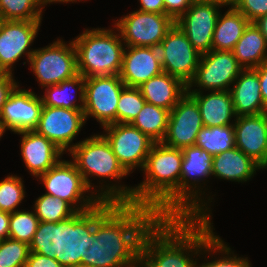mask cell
I'll return each instance as SVG.
<instances>
[{"label":"cell","instance_id":"obj_9","mask_svg":"<svg viewBox=\"0 0 267 267\" xmlns=\"http://www.w3.org/2000/svg\"><path fill=\"white\" fill-rule=\"evenodd\" d=\"M125 84L119 75L85 78L84 116L95 117L101 127L117 123V106Z\"/></svg>","mask_w":267,"mask_h":267},{"label":"cell","instance_id":"obj_40","mask_svg":"<svg viewBox=\"0 0 267 267\" xmlns=\"http://www.w3.org/2000/svg\"><path fill=\"white\" fill-rule=\"evenodd\" d=\"M194 0H164L165 14L175 22L187 11Z\"/></svg>","mask_w":267,"mask_h":267},{"label":"cell","instance_id":"obj_32","mask_svg":"<svg viewBox=\"0 0 267 267\" xmlns=\"http://www.w3.org/2000/svg\"><path fill=\"white\" fill-rule=\"evenodd\" d=\"M71 257L65 239H52L49 243L32 248L25 267H66Z\"/></svg>","mask_w":267,"mask_h":267},{"label":"cell","instance_id":"obj_6","mask_svg":"<svg viewBox=\"0 0 267 267\" xmlns=\"http://www.w3.org/2000/svg\"><path fill=\"white\" fill-rule=\"evenodd\" d=\"M182 154L183 161L180 173V217H211L209 213H206L209 212L207 211L208 208L205 206L207 203L204 202L203 204L200 201V196H198V194L202 195V191L200 194L199 190L194 189L197 187L196 181L200 182L204 180L201 178H208V176L212 175L213 156L196 145L183 148ZM191 179H193V181Z\"/></svg>","mask_w":267,"mask_h":267},{"label":"cell","instance_id":"obj_35","mask_svg":"<svg viewBox=\"0 0 267 267\" xmlns=\"http://www.w3.org/2000/svg\"><path fill=\"white\" fill-rule=\"evenodd\" d=\"M146 100L138 87L125 86L117 106V123H132L142 110Z\"/></svg>","mask_w":267,"mask_h":267},{"label":"cell","instance_id":"obj_26","mask_svg":"<svg viewBox=\"0 0 267 267\" xmlns=\"http://www.w3.org/2000/svg\"><path fill=\"white\" fill-rule=\"evenodd\" d=\"M257 169L263 168L236 147L213 156L212 175L220 179L245 182Z\"/></svg>","mask_w":267,"mask_h":267},{"label":"cell","instance_id":"obj_12","mask_svg":"<svg viewBox=\"0 0 267 267\" xmlns=\"http://www.w3.org/2000/svg\"><path fill=\"white\" fill-rule=\"evenodd\" d=\"M163 72L186 85L193 79L201 54L175 23L158 46Z\"/></svg>","mask_w":267,"mask_h":267},{"label":"cell","instance_id":"obj_37","mask_svg":"<svg viewBox=\"0 0 267 267\" xmlns=\"http://www.w3.org/2000/svg\"><path fill=\"white\" fill-rule=\"evenodd\" d=\"M21 177L7 176L0 181V210L13 213L25 197L24 185Z\"/></svg>","mask_w":267,"mask_h":267},{"label":"cell","instance_id":"obj_24","mask_svg":"<svg viewBox=\"0 0 267 267\" xmlns=\"http://www.w3.org/2000/svg\"><path fill=\"white\" fill-rule=\"evenodd\" d=\"M187 92L196 100L204 127L234 125L231 117H236L230 90L210 91L203 95L202 90L187 88Z\"/></svg>","mask_w":267,"mask_h":267},{"label":"cell","instance_id":"obj_46","mask_svg":"<svg viewBox=\"0 0 267 267\" xmlns=\"http://www.w3.org/2000/svg\"><path fill=\"white\" fill-rule=\"evenodd\" d=\"M212 1L222 6L230 5V7H235L240 0H212Z\"/></svg>","mask_w":267,"mask_h":267},{"label":"cell","instance_id":"obj_2","mask_svg":"<svg viewBox=\"0 0 267 267\" xmlns=\"http://www.w3.org/2000/svg\"><path fill=\"white\" fill-rule=\"evenodd\" d=\"M182 149L171 148L162 142L154 143L142 169L145 180L137 187L103 185L97 197L103 203L144 205L160 217H180V173ZM104 190V191H103ZM102 192V193H101Z\"/></svg>","mask_w":267,"mask_h":267},{"label":"cell","instance_id":"obj_34","mask_svg":"<svg viewBox=\"0 0 267 267\" xmlns=\"http://www.w3.org/2000/svg\"><path fill=\"white\" fill-rule=\"evenodd\" d=\"M43 6L42 0H0V17L2 20L41 21Z\"/></svg>","mask_w":267,"mask_h":267},{"label":"cell","instance_id":"obj_48","mask_svg":"<svg viewBox=\"0 0 267 267\" xmlns=\"http://www.w3.org/2000/svg\"><path fill=\"white\" fill-rule=\"evenodd\" d=\"M77 2V0H42L44 6L48 3H52V2ZM79 1V0H78Z\"/></svg>","mask_w":267,"mask_h":267},{"label":"cell","instance_id":"obj_29","mask_svg":"<svg viewBox=\"0 0 267 267\" xmlns=\"http://www.w3.org/2000/svg\"><path fill=\"white\" fill-rule=\"evenodd\" d=\"M250 21L235 7L219 13L212 39V50L233 51Z\"/></svg>","mask_w":267,"mask_h":267},{"label":"cell","instance_id":"obj_31","mask_svg":"<svg viewBox=\"0 0 267 267\" xmlns=\"http://www.w3.org/2000/svg\"><path fill=\"white\" fill-rule=\"evenodd\" d=\"M169 115V110L146 102L131 124L158 143L162 142L166 136Z\"/></svg>","mask_w":267,"mask_h":267},{"label":"cell","instance_id":"obj_4","mask_svg":"<svg viewBox=\"0 0 267 267\" xmlns=\"http://www.w3.org/2000/svg\"><path fill=\"white\" fill-rule=\"evenodd\" d=\"M112 29H86L73 40L77 71L84 78L119 75L124 48L120 34Z\"/></svg>","mask_w":267,"mask_h":267},{"label":"cell","instance_id":"obj_13","mask_svg":"<svg viewBox=\"0 0 267 267\" xmlns=\"http://www.w3.org/2000/svg\"><path fill=\"white\" fill-rule=\"evenodd\" d=\"M242 70L233 51L211 50L201 55L195 75L187 88L195 84L207 91H228Z\"/></svg>","mask_w":267,"mask_h":267},{"label":"cell","instance_id":"obj_3","mask_svg":"<svg viewBox=\"0 0 267 267\" xmlns=\"http://www.w3.org/2000/svg\"><path fill=\"white\" fill-rule=\"evenodd\" d=\"M210 221V217H160L144 234L132 267H197L191 256L199 255L215 236Z\"/></svg>","mask_w":267,"mask_h":267},{"label":"cell","instance_id":"obj_22","mask_svg":"<svg viewBox=\"0 0 267 267\" xmlns=\"http://www.w3.org/2000/svg\"><path fill=\"white\" fill-rule=\"evenodd\" d=\"M21 134V154L24 163L33 176L39 177L52 168L64 154L58 147L35 130Z\"/></svg>","mask_w":267,"mask_h":267},{"label":"cell","instance_id":"obj_10","mask_svg":"<svg viewBox=\"0 0 267 267\" xmlns=\"http://www.w3.org/2000/svg\"><path fill=\"white\" fill-rule=\"evenodd\" d=\"M174 24L167 14L137 10L119 19L115 25L125 46L158 48Z\"/></svg>","mask_w":267,"mask_h":267},{"label":"cell","instance_id":"obj_15","mask_svg":"<svg viewBox=\"0 0 267 267\" xmlns=\"http://www.w3.org/2000/svg\"><path fill=\"white\" fill-rule=\"evenodd\" d=\"M196 100L187 92L170 111L167 133L162 143L183 149L195 145L197 134L203 128Z\"/></svg>","mask_w":267,"mask_h":267},{"label":"cell","instance_id":"obj_11","mask_svg":"<svg viewBox=\"0 0 267 267\" xmlns=\"http://www.w3.org/2000/svg\"><path fill=\"white\" fill-rule=\"evenodd\" d=\"M108 141L120 165L129 174L136 167L143 169L151 147L155 143L130 123L104 126Z\"/></svg>","mask_w":267,"mask_h":267},{"label":"cell","instance_id":"obj_23","mask_svg":"<svg viewBox=\"0 0 267 267\" xmlns=\"http://www.w3.org/2000/svg\"><path fill=\"white\" fill-rule=\"evenodd\" d=\"M233 84L230 92L236 117L267 112L261 96L258 72L255 69H243Z\"/></svg>","mask_w":267,"mask_h":267},{"label":"cell","instance_id":"obj_19","mask_svg":"<svg viewBox=\"0 0 267 267\" xmlns=\"http://www.w3.org/2000/svg\"><path fill=\"white\" fill-rule=\"evenodd\" d=\"M34 212L53 239H66L79 226L81 215L65 200L49 194L40 196Z\"/></svg>","mask_w":267,"mask_h":267},{"label":"cell","instance_id":"obj_25","mask_svg":"<svg viewBox=\"0 0 267 267\" xmlns=\"http://www.w3.org/2000/svg\"><path fill=\"white\" fill-rule=\"evenodd\" d=\"M138 88L147 103L169 111L187 93V85L166 72L150 78Z\"/></svg>","mask_w":267,"mask_h":267},{"label":"cell","instance_id":"obj_17","mask_svg":"<svg viewBox=\"0 0 267 267\" xmlns=\"http://www.w3.org/2000/svg\"><path fill=\"white\" fill-rule=\"evenodd\" d=\"M41 21L2 20L0 25V73L12 74V65L24 53L30 60L34 50H28L36 38Z\"/></svg>","mask_w":267,"mask_h":267},{"label":"cell","instance_id":"obj_39","mask_svg":"<svg viewBox=\"0 0 267 267\" xmlns=\"http://www.w3.org/2000/svg\"><path fill=\"white\" fill-rule=\"evenodd\" d=\"M235 8L253 23L267 14V0H240Z\"/></svg>","mask_w":267,"mask_h":267},{"label":"cell","instance_id":"obj_1","mask_svg":"<svg viewBox=\"0 0 267 267\" xmlns=\"http://www.w3.org/2000/svg\"><path fill=\"white\" fill-rule=\"evenodd\" d=\"M160 216L151 208L131 203H103L81 216L65 240L71 257L92 267H132L144 234Z\"/></svg>","mask_w":267,"mask_h":267},{"label":"cell","instance_id":"obj_33","mask_svg":"<svg viewBox=\"0 0 267 267\" xmlns=\"http://www.w3.org/2000/svg\"><path fill=\"white\" fill-rule=\"evenodd\" d=\"M195 145L212 156L230 150L235 147L234 126L203 127L197 134Z\"/></svg>","mask_w":267,"mask_h":267},{"label":"cell","instance_id":"obj_45","mask_svg":"<svg viewBox=\"0 0 267 267\" xmlns=\"http://www.w3.org/2000/svg\"><path fill=\"white\" fill-rule=\"evenodd\" d=\"M253 23L261 31L267 42V14L255 20Z\"/></svg>","mask_w":267,"mask_h":267},{"label":"cell","instance_id":"obj_18","mask_svg":"<svg viewBox=\"0 0 267 267\" xmlns=\"http://www.w3.org/2000/svg\"><path fill=\"white\" fill-rule=\"evenodd\" d=\"M18 87L5 102L0 121L5 130H12L14 133L35 130L43 108L42 99L34 92Z\"/></svg>","mask_w":267,"mask_h":267},{"label":"cell","instance_id":"obj_8","mask_svg":"<svg viewBox=\"0 0 267 267\" xmlns=\"http://www.w3.org/2000/svg\"><path fill=\"white\" fill-rule=\"evenodd\" d=\"M69 44L58 39L45 48L34 49L29 62L42 87L59 84L78 74L73 41Z\"/></svg>","mask_w":267,"mask_h":267},{"label":"cell","instance_id":"obj_7","mask_svg":"<svg viewBox=\"0 0 267 267\" xmlns=\"http://www.w3.org/2000/svg\"><path fill=\"white\" fill-rule=\"evenodd\" d=\"M73 163L83 176L88 188H93L88 177L121 179L128 175L118 162L108 141L103 135H94L72 145L69 151ZM90 175V176H89Z\"/></svg>","mask_w":267,"mask_h":267},{"label":"cell","instance_id":"obj_21","mask_svg":"<svg viewBox=\"0 0 267 267\" xmlns=\"http://www.w3.org/2000/svg\"><path fill=\"white\" fill-rule=\"evenodd\" d=\"M162 72L158 48L138 46H126L124 48L119 77L125 86L139 87L142 83Z\"/></svg>","mask_w":267,"mask_h":267},{"label":"cell","instance_id":"obj_43","mask_svg":"<svg viewBox=\"0 0 267 267\" xmlns=\"http://www.w3.org/2000/svg\"><path fill=\"white\" fill-rule=\"evenodd\" d=\"M255 70L258 72L261 96L264 102V106L267 108V61L259 65Z\"/></svg>","mask_w":267,"mask_h":267},{"label":"cell","instance_id":"obj_44","mask_svg":"<svg viewBox=\"0 0 267 267\" xmlns=\"http://www.w3.org/2000/svg\"><path fill=\"white\" fill-rule=\"evenodd\" d=\"M10 213L0 210V241L9 238Z\"/></svg>","mask_w":267,"mask_h":267},{"label":"cell","instance_id":"obj_36","mask_svg":"<svg viewBox=\"0 0 267 267\" xmlns=\"http://www.w3.org/2000/svg\"><path fill=\"white\" fill-rule=\"evenodd\" d=\"M27 243L10 238L0 241V267H25L32 250Z\"/></svg>","mask_w":267,"mask_h":267},{"label":"cell","instance_id":"obj_38","mask_svg":"<svg viewBox=\"0 0 267 267\" xmlns=\"http://www.w3.org/2000/svg\"><path fill=\"white\" fill-rule=\"evenodd\" d=\"M203 252H219L223 254H227V256L224 255V257H220V259L204 263L197 267H251L247 257L241 258L237 256L231 255V249L227 247L223 240L220 239L219 236H214L205 246H204ZM229 253L230 256L229 257ZM222 258V259H221Z\"/></svg>","mask_w":267,"mask_h":267},{"label":"cell","instance_id":"obj_30","mask_svg":"<svg viewBox=\"0 0 267 267\" xmlns=\"http://www.w3.org/2000/svg\"><path fill=\"white\" fill-rule=\"evenodd\" d=\"M70 88H73L76 91L79 89L80 105L76 104L77 98L75 96L71 97V94H69L68 91ZM45 89L46 92L41 97L43 106L62 107L71 110H84L85 78L81 74L78 73L73 78L64 80L59 84L47 86Z\"/></svg>","mask_w":267,"mask_h":267},{"label":"cell","instance_id":"obj_27","mask_svg":"<svg viewBox=\"0 0 267 267\" xmlns=\"http://www.w3.org/2000/svg\"><path fill=\"white\" fill-rule=\"evenodd\" d=\"M243 69H255L267 61V42L254 23H249L233 49Z\"/></svg>","mask_w":267,"mask_h":267},{"label":"cell","instance_id":"obj_42","mask_svg":"<svg viewBox=\"0 0 267 267\" xmlns=\"http://www.w3.org/2000/svg\"><path fill=\"white\" fill-rule=\"evenodd\" d=\"M141 8L139 11L165 14L164 0H139Z\"/></svg>","mask_w":267,"mask_h":267},{"label":"cell","instance_id":"obj_20","mask_svg":"<svg viewBox=\"0 0 267 267\" xmlns=\"http://www.w3.org/2000/svg\"><path fill=\"white\" fill-rule=\"evenodd\" d=\"M234 120L235 147L266 169L267 112L237 116Z\"/></svg>","mask_w":267,"mask_h":267},{"label":"cell","instance_id":"obj_41","mask_svg":"<svg viewBox=\"0 0 267 267\" xmlns=\"http://www.w3.org/2000/svg\"><path fill=\"white\" fill-rule=\"evenodd\" d=\"M12 75L10 73H0V115L8 97L19 86Z\"/></svg>","mask_w":267,"mask_h":267},{"label":"cell","instance_id":"obj_14","mask_svg":"<svg viewBox=\"0 0 267 267\" xmlns=\"http://www.w3.org/2000/svg\"><path fill=\"white\" fill-rule=\"evenodd\" d=\"M221 7L212 0H194L175 22L201 55L212 50L213 33Z\"/></svg>","mask_w":267,"mask_h":267},{"label":"cell","instance_id":"obj_28","mask_svg":"<svg viewBox=\"0 0 267 267\" xmlns=\"http://www.w3.org/2000/svg\"><path fill=\"white\" fill-rule=\"evenodd\" d=\"M9 238L39 247L53 238L42 227L35 212L18 211L10 213Z\"/></svg>","mask_w":267,"mask_h":267},{"label":"cell","instance_id":"obj_47","mask_svg":"<svg viewBox=\"0 0 267 267\" xmlns=\"http://www.w3.org/2000/svg\"><path fill=\"white\" fill-rule=\"evenodd\" d=\"M66 267H92V266L81 265L78 262H76L72 257H70Z\"/></svg>","mask_w":267,"mask_h":267},{"label":"cell","instance_id":"obj_16","mask_svg":"<svg viewBox=\"0 0 267 267\" xmlns=\"http://www.w3.org/2000/svg\"><path fill=\"white\" fill-rule=\"evenodd\" d=\"M84 123L83 110L43 106L35 131L52 141L62 152H66L72 149L71 142Z\"/></svg>","mask_w":267,"mask_h":267},{"label":"cell","instance_id":"obj_5","mask_svg":"<svg viewBox=\"0 0 267 267\" xmlns=\"http://www.w3.org/2000/svg\"><path fill=\"white\" fill-rule=\"evenodd\" d=\"M39 178L47 190L46 194L65 200L81 216L95 211L103 204L94 192L84 198L83 194L90 189L72 161L59 160ZM78 202L79 205H76Z\"/></svg>","mask_w":267,"mask_h":267},{"label":"cell","instance_id":"obj_49","mask_svg":"<svg viewBox=\"0 0 267 267\" xmlns=\"http://www.w3.org/2000/svg\"><path fill=\"white\" fill-rule=\"evenodd\" d=\"M6 130L4 129V127H3V125H2V123H1V121H0V138H1V136L3 135V133L5 132Z\"/></svg>","mask_w":267,"mask_h":267}]
</instances>
